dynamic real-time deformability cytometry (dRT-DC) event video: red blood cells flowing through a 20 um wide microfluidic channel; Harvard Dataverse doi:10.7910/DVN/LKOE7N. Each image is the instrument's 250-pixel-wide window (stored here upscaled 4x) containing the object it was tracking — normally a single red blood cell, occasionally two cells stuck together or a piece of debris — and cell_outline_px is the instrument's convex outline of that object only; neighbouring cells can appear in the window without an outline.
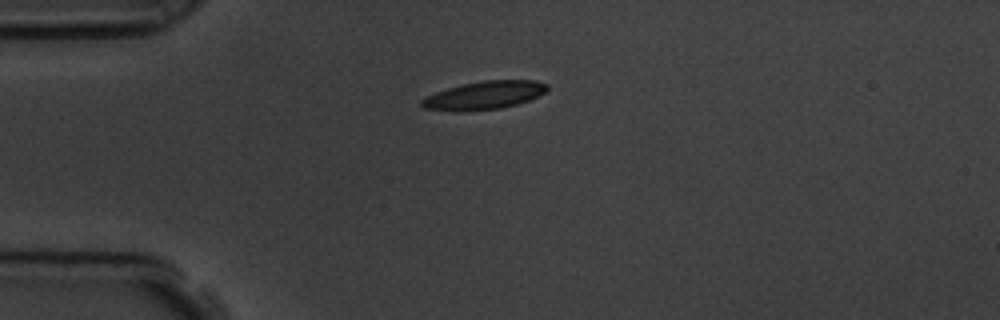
{"species": "common noctule bat (a hibernating species)", "species_latin": "Nyctalus noctula", "temperature_condition": "room temperature", "stored_images_in_passage": 41, "camera_frame_rate_fps": 3000, "um_per_image_px": 0.085, "animal": {"sex": "male", "body_mass_g": 19.5, "forearm_length_mm": 54.6}, "frame": {"image": 1, "passage_image": 1, "time_ms": 0.0, "image_size_px": [1000, 320], "cell_outline_px": [[548, 88], [544, 92], [528, 100], [516, 104], [500, 108], [468, 112], [452, 112], [424, 108], [420, 104], [420, 100], [436, 92], [448, 88], [464, 84], [484, 80], [536, 80], [548, 84]], "centroid_in_image_um": [41.13, 8.11], "position_along_channel_um": 43.9, "area_um2": 20.63}}
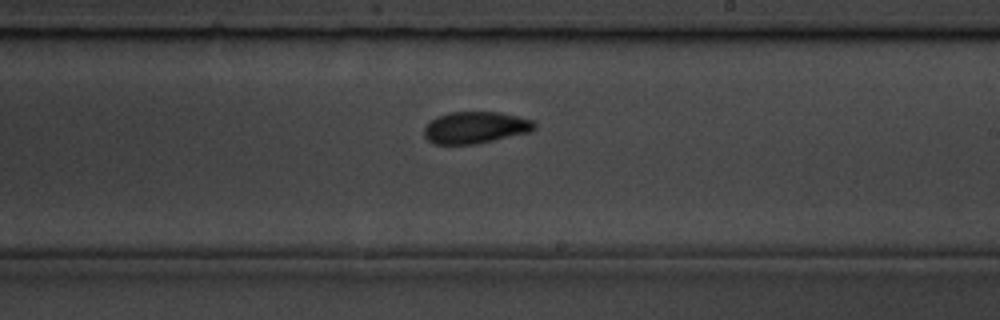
{"frame": {"image": 2, "passage_image": 19, "time_ms": 6.0, "image_size_px": [1000, 320], "cell_outline_px": [[536, 128], [532, 132], [476, 144], [436, 144], [428, 140], [424, 136], [424, 128], [436, 116], [448, 112], [500, 112], [532, 120], [536, 124]], "centroid_in_image_um": [40.43, 10.84], "position_along_channel_um": 248.6, "area_um2": 20.52}}
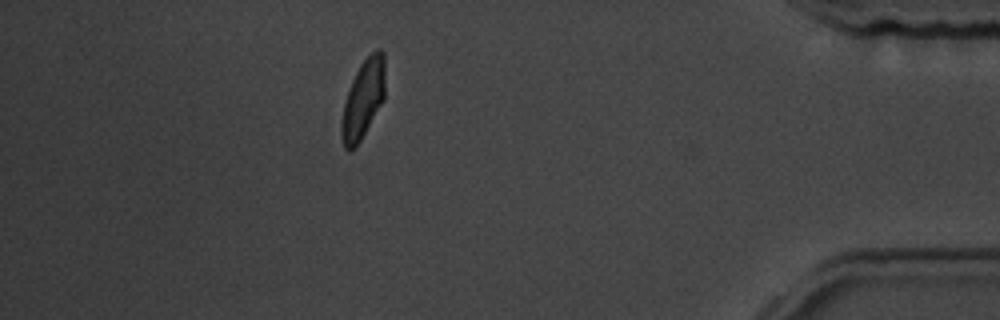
{"frame": {"image": 3, "passage_image": 35, "time_ms": 11.333, "image_size_px": [1000, 320], "cell_outline_px": [[384, 100], [356, 148], [348, 152], [344, 148], [340, 132], [340, 124], [344, 104], [352, 80], [360, 64], [376, 48], [380, 48], [384, 52]], "centroid_in_image_um": [30.86, 8.46], "position_along_channel_um": 404.3, "area_um2": 20.06}, "authors_computed_cell_mechanics": {"area_um2": 20.1722, "velocity_mm_per_s": 3.7942, "shape_relaxation_time_tau1_ms": 4.8722, "shape_relaxation_time_tau2_ms": 3.1216, "deformation_change_tau1": 0.1432, "deformation_change_tau2": 0.0797}}